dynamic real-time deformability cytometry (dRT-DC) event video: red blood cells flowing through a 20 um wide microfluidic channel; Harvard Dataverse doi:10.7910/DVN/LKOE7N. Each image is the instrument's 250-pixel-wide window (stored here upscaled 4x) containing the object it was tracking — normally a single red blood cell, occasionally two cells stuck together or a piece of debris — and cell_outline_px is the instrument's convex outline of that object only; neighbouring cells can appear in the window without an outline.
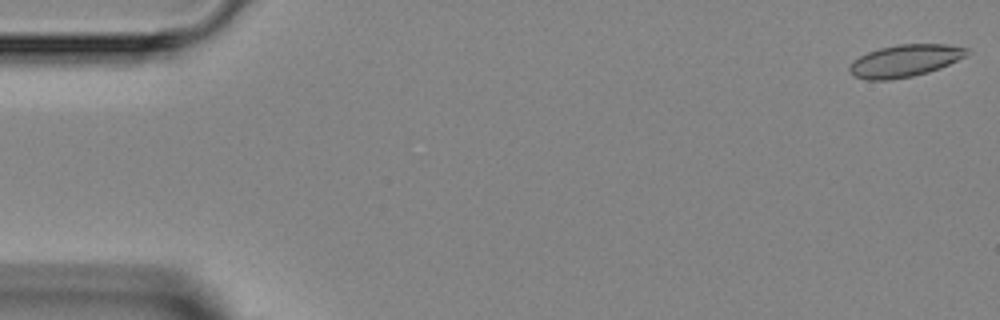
{"species": "Egyptian fruit bat (a non-hibernating species)", "species_latin": "Rousettus aegyptiacus", "temperature_condition": "room temperature", "stored_images_in_passage": 10, "camera_frame_rate_fps": 3000, "um_per_image_px": 0.085, "animal": {"sex": "female"}, "frame": {"image": 1, "passage_image": 1, "time_ms": 0.0, "image_size_px": [1000, 320], "cell_outline_px": [[968, 52], [964, 56], [940, 68], [928, 72], [912, 76], [888, 80], [864, 80], [852, 76], [848, 72], [848, 68], [852, 60], [868, 52], [880, 48], [896, 44], [944, 44], [968, 48]], "centroid_in_image_um": [76.83, 5.17], "position_along_channel_um": 8.2, "area_um2": 22.02}}